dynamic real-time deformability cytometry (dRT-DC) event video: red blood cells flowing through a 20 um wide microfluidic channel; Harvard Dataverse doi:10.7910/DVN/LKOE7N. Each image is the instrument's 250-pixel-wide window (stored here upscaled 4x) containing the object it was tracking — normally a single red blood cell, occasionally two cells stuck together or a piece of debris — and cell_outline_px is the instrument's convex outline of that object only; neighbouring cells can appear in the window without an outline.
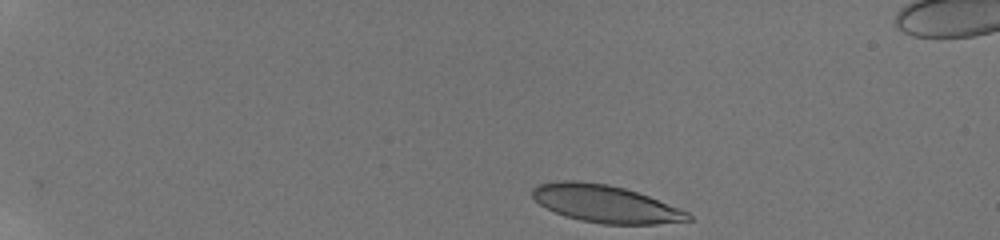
{"species": "human", "species_latin": "Homo sapiens", "temperature_condition": "room temperature", "stored_images_in_passage": 44, "camera_frame_rate_fps": 3000, "um_per_image_px": 0.085, "donor": {"sex": "male"}, "frame": {"image": 1, "passage_image": 1, "time_ms": 0.0, "image_size_px": [1000, 240], "cell_outline_px": [[692, 220], [656, 224], [604, 224], [580, 220], [564, 216], [544, 208], [532, 196], [532, 188], [536, 184], [560, 180], [576, 180], [608, 184], [624, 188], [648, 196], [688, 212], [692, 216]], "centroid_in_image_um": [51.4, 17.32], "position_along_channel_um": 33.6, "area_um2": 33.99}}
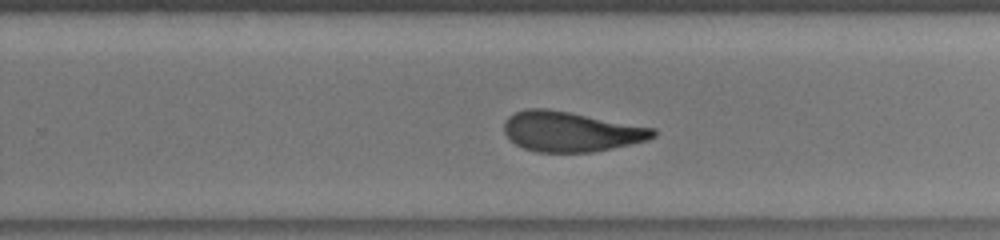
{"frame": {"image": 2, "passage_image": 28, "time_ms": 9.0, "image_size_px": [1000, 240], "cell_outline_px": [[656, 136], [648, 140], [632, 144], [592, 152], [536, 152], [524, 148], [516, 144], [504, 132], [504, 124], [508, 116], [516, 112], [528, 108], [548, 108], [656, 128]], "centroid_in_image_um": [48.54, 11.18], "position_along_channel_um": 281.3, "area_um2": 34.8}}
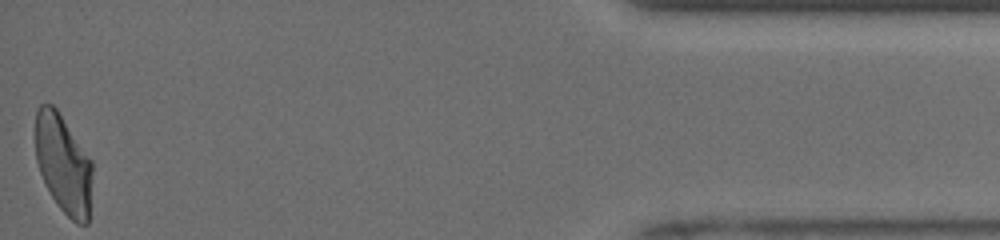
{"frame": {"image": 3, "passage_image": 44, "time_ms": 14.333, "image_size_px": [1000, 240], "cell_outline_px": [[92, 172], [88, 224], [76, 224], [56, 204], [44, 184], [36, 160], [36, 112], [40, 104], [52, 104], [56, 108], [92, 160]], "centroid_in_image_um": [5.38, 13.96], "position_along_channel_um": 429.8, "area_um2": 32.77}, "authors_computed_cell_mechanics": {"area_um2": 35.2869, "velocity_mm_per_s": 3.9674, "shape_relaxation_time_tau1_ms": 11.1435, "shape_relaxation_time_tau2_ms": 1.818, "deformation_change_tau1": 0.3065, "deformation_change_tau2": 0.0907}}